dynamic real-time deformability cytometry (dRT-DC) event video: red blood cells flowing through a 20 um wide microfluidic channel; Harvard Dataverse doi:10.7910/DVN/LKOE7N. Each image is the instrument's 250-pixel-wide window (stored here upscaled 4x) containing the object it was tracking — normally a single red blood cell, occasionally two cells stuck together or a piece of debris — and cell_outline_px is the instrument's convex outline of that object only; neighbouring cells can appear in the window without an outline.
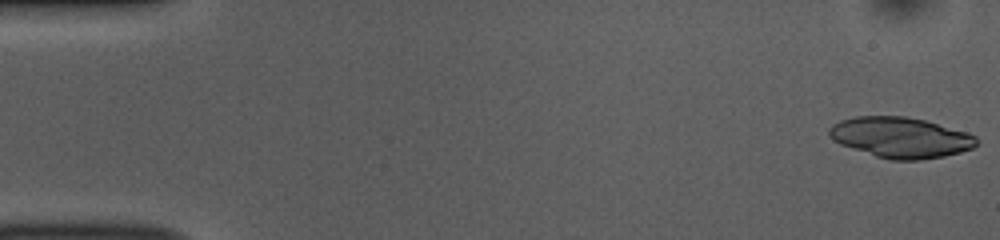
{"species": "common noctule bat (a hibernating species)", "species_latin": "Nyctalus noctula", "temperature_condition": "room temperature", "stored_images_in_passage": 50, "camera_frame_rate_fps": 3000, "um_per_image_px": 0.085, "animal": {"sex": "female", "body_mass_g": 10.0, "forearm_length_mm": 53.1}, "frame": {"image": 1, "passage_image": 1, "time_ms": 0.0, "image_size_px": [1000, 240], "cell_outline_px": [[980, 140], [972, 148], [960, 152], [944, 156], [920, 160], [892, 160], [876, 156], [840, 144], [832, 140], [828, 136], [828, 128], [832, 124], [840, 120], [856, 116], [904, 116], [924, 120], [968, 132], [976, 136]], "centroid_in_image_um": [76.54, 11.68], "position_along_channel_um": 8.5, "area_um2": 34.97}}
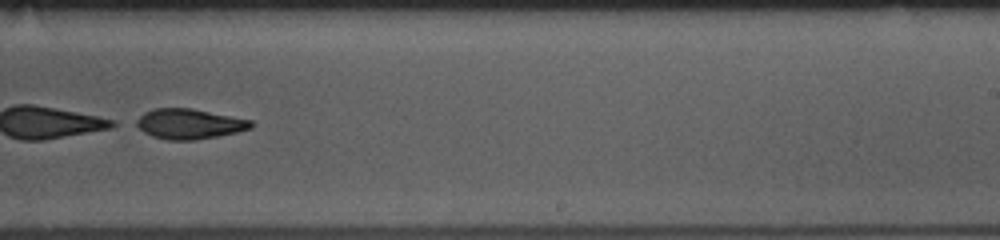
{"frame": {"image": 2, "passage_image": 32, "time_ms": 10.333, "image_size_px": [1000, 240], "cell_outline_px": [[252, 128], [236, 132], [216, 136], [192, 140], [168, 140], [152, 136], [144, 132], [132, 124], [132, 120], [144, 112], [152, 108], [192, 108], [252, 120]], "centroid_in_image_um": [16.0, 10.52], "position_along_channel_um": 273.0, "area_um2": 20.35}}